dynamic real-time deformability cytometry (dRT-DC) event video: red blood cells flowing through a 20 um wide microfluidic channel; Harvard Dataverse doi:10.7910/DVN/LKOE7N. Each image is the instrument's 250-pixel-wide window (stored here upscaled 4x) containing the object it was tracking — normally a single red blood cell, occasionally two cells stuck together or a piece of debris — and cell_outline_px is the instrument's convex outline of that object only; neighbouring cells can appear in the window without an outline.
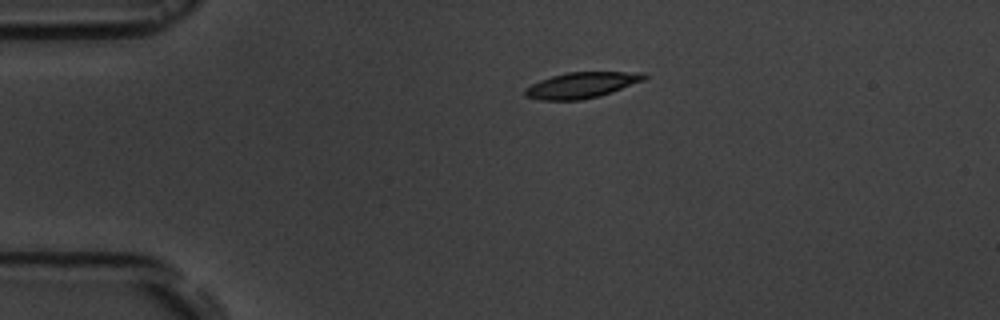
{"species": "common noctule bat (a hibernating species)", "species_latin": "Nyctalus noctula", "temperature_condition": "room temperature", "stored_images_in_passage": 3, "camera_frame_rate_fps": 3000, "um_per_image_px": 0.085, "animal": {"sex": "male", "body_mass_g": 19.5, "forearm_length_mm": 54.6}, "frame": {"image": 1, "passage_image": 1, "time_ms": 0.0, "image_size_px": [1000, 320], "cell_outline_px": [[648, 76], [644, 80], [612, 92], [600, 96], [580, 100], [540, 100], [524, 96], [524, 88], [540, 80], [552, 76], [568, 72], [644, 72]], "centroid_in_image_um": [49.43, 7.24], "position_along_channel_um": 35.6, "area_um2": 17.98}}